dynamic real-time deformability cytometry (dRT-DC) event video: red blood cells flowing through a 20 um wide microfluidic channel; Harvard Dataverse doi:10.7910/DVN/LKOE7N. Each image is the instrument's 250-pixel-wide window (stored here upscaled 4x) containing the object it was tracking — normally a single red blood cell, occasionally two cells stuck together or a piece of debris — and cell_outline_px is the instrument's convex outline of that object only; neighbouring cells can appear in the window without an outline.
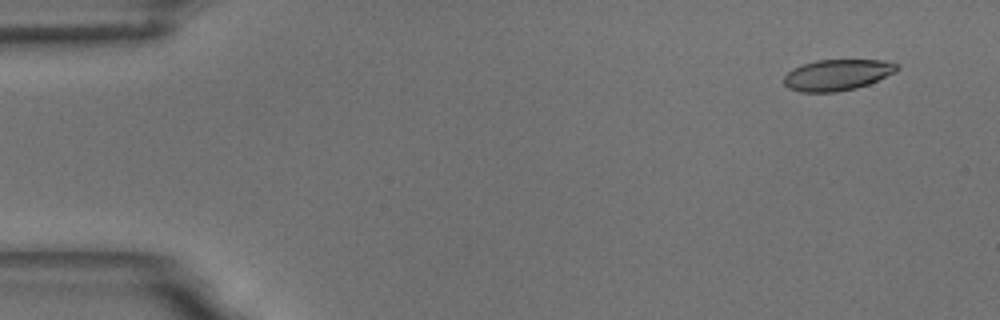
{"species": "common noctule bat (a hibernating species)", "species_latin": "Nyctalus noctula", "temperature_condition": "room temperature", "stored_images_in_passage": 56, "camera_frame_rate_fps": 3000, "um_per_image_px": 0.085, "animal": {"sex": "male", "body_mass_g": 18.8}, "frame": {"image": 1, "passage_image": 4, "time_ms": 1.0, "image_size_px": [1000, 320], "cell_outline_px": [[900, 68], [896, 72], [868, 84], [856, 88], [836, 92], [800, 92], [788, 88], [784, 84], [784, 76], [792, 68], [816, 60], [880, 60], [900, 64]], "centroid_in_image_um": [71.17, 6.37], "position_along_channel_um": 13.8, "area_um2": 20.52}}
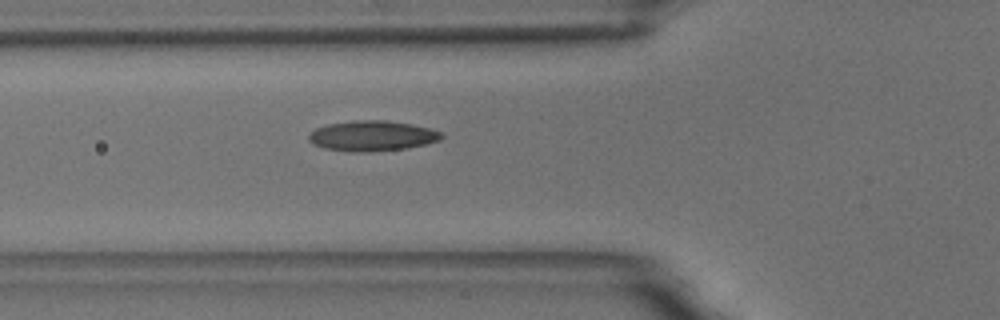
{"frame": {"image": 2, "passage_image": 20, "time_ms": 6.333, "image_size_px": [1000, 320], "cell_outline_px": [[444, 136], [440, 140], [408, 148], [368, 152], [356, 152], [324, 148], [312, 144], [308, 140], [308, 132], [316, 128], [328, 124], [352, 120], [384, 120], [412, 124], [428, 128], [440, 132]], "centroid_in_image_um": [31.59, 11.54], "position_along_channel_um": 94.2, "area_um2": 23.52}}
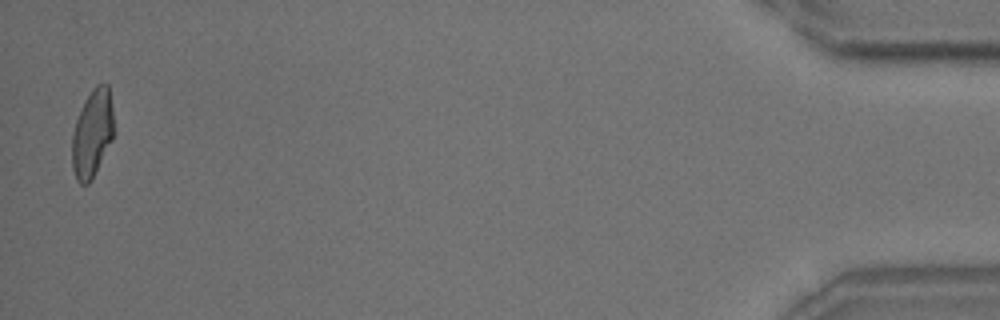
{"frame": {"image": 3, "passage_image": 55, "time_ms": 18.0, "image_size_px": [1000, 320], "cell_outline_px": [[116, 132], [92, 180], [88, 184], [80, 184], [76, 180], [72, 168], [72, 136], [76, 120], [84, 100], [92, 88], [96, 84], [108, 84]], "centroid_in_image_um": [7.86, 11.35], "position_along_channel_um": 427.3, "area_um2": 21.73}, "authors_computed_cell_mechanics": {"area_um2": 21.6172, "velocity_mm_per_s": 3.6196, "shape_relaxation_time_tau1_ms": 5.337, "shape_relaxation_time_tau2_ms": 1.2831, "deformation_change_tau1": 0.1599, "deformation_change_tau2": 0.0776}}